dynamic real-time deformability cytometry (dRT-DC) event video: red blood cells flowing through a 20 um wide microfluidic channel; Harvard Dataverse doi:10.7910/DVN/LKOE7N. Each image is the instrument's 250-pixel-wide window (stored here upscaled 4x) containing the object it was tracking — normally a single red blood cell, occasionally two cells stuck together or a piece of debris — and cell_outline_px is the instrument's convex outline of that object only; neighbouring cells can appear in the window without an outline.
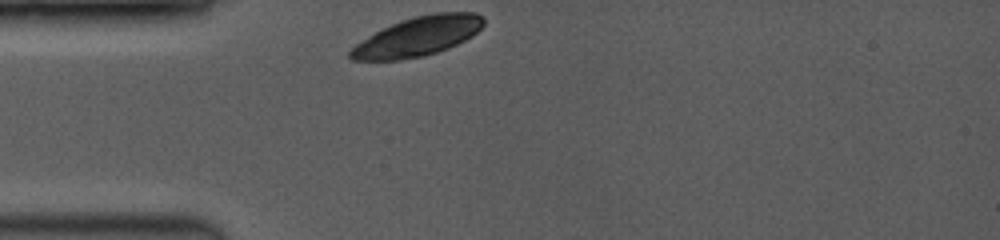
{"species": "common noctule bat (a hibernating species)", "species_latin": "Nyctalus noctula", "temperature_condition": "room temperature", "stored_images_in_passage": 14, "camera_frame_rate_fps": 3500, "um_per_image_px": 0.085, "animal": {"sex": "female", "body_mass_g": 19.0, "forearm_length_mm": 53.3}, "frame": {"image": 1, "passage_image": 1, "time_ms": 0.0, "image_size_px": [1000, 240], "cell_outline_px": [[484, 24], [472, 36], [448, 48], [436, 52], [420, 56], [396, 60], [352, 60], [348, 56], [348, 52], [356, 44], [368, 36], [400, 20], [416, 16], [436, 12], [476, 12], [484, 16]], "centroid_in_image_um": [35.53, 3.08], "position_along_channel_um": 49.5, "area_um2": 30.17}}
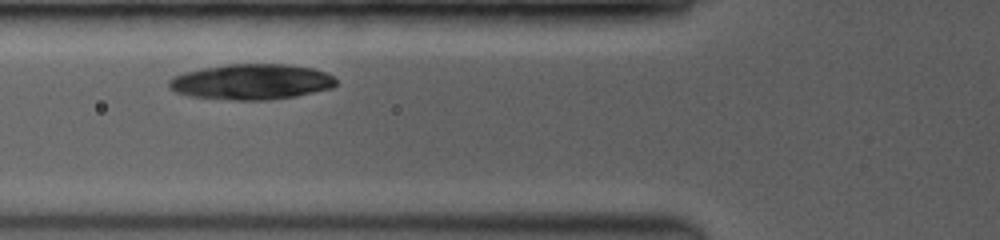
{"frame": {"image": 2, "passage_image": 5, "time_ms": 1.714, "image_size_px": [1000, 240], "cell_outline_px": [[336, 84], [332, 88], [296, 96], [268, 100], [232, 100], [188, 96], [176, 92], [168, 88], [168, 80], [172, 76], [184, 72], [204, 68], [228, 64], [284, 64], [312, 68], [324, 72], [332, 76], [336, 80]], "centroid_in_image_um": [21.33, 6.96], "position_along_channel_um": 104.5, "area_um2": 34.68}}
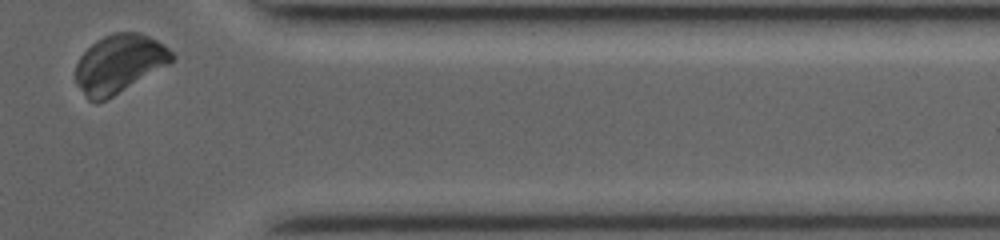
{"frame": {"image": 3, "passage_image": 14, "time_ms": 9.429, "image_size_px": [1000, 240], "cell_outline_px": [[176, 56], [168, 64], [112, 96], [96, 104], [88, 100], [76, 84], [76, 64], [80, 56], [96, 40], [112, 32], [140, 32], [156, 40], [168, 48]], "centroid_in_image_um": [10.1, 5.41], "position_along_channel_um": 401.3, "area_um2": 32.37}}